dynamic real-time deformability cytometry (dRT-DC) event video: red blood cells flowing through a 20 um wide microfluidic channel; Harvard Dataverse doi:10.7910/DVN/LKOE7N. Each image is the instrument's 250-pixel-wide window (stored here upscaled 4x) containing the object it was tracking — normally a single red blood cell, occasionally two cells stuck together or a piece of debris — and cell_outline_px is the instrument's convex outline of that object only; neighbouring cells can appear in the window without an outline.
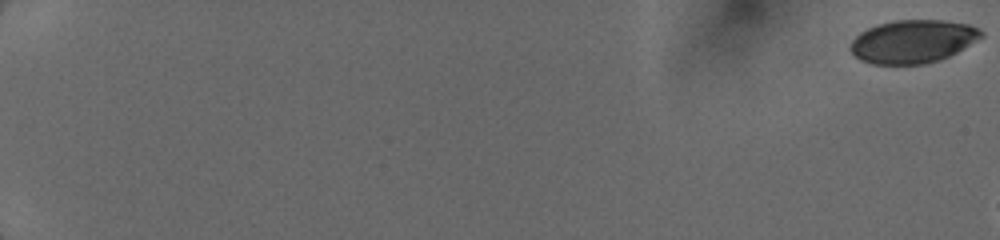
{"species": "human", "species_latin": "Homo sapiens", "temperature_condition": "cold", "stored_images_in_passage": 9, "camera_frame_rate_fps": 3000, "um_per_image_px": 0.085, "donor": {"sex": "female"}, "frame": {"image": 1, "passage_image": 1, "time_ms": 0.0, "image_size_px": [1000, 240], "cell_outline_px": [[984, 36], [956, 52], [940, 60], [924, 64], [872, 64], [860, 60], [848, 48], [852, 40], [860, 32], [876, 24], [896, 20], [940, 20], [968, 24], [980, 28], [984, 32]], "centroid_in_image_um": [77.58, 3.52], "position_along_channel_um": 7.4, "area_um2": 32.95}}